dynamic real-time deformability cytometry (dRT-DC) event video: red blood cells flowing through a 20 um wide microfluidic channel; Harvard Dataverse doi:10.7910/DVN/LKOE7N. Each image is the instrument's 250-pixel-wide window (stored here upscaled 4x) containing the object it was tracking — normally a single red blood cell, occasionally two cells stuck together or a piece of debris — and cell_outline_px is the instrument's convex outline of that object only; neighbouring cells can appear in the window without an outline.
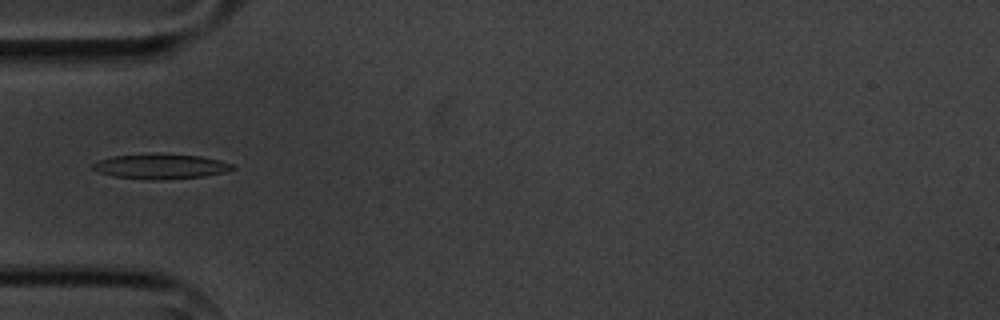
{"species": "common noctule bat (a hibernating species)", "species_latin": "Nyctalus noctula", "temperature_condition": "cold", "stored_images_in_passage": 13, "camera_frame_rate_fps": 3000, "um_per_image_px": 0.085, "animal": {"sex": "male", "body_mass_g": 20.1, "forearm_length_mm": 53.5}, "frame": {"image": 1, "passage_image": 4, "time_ms": 4.667, "image_size_px": [1000, 320], "cell_outline_px": [[236, 168], [224, 172], [204, 176], [164, 180], [152, 180], [112, 176], [100, 172], [92, 168], [88, 164], [112, 156], [156, 152], [200, 156], [220, 160], [232, 164]], "centroid_in_image_um": [13.63, 14.13], "position_along_channel_um": 71.4, "area_um2": 20.75}}
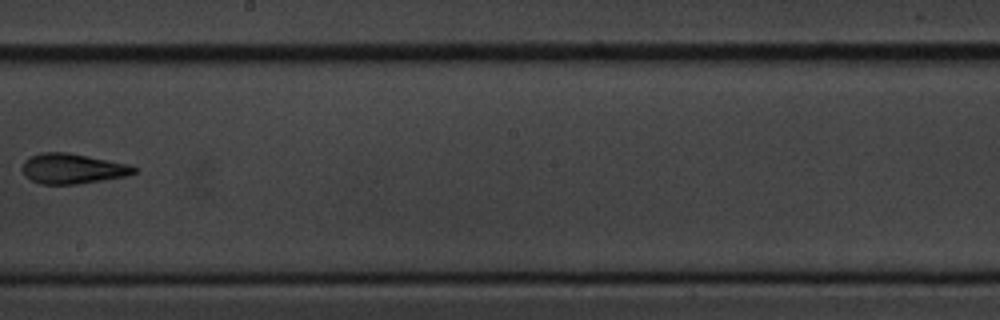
{"frame": {"image": 2, "passage_image": 8, "time_ms": 9.333, "image_size_px": [1000, 320], "cell_outline_px": [[136, 172], [128, 176], [76, 184], [40, 184], [24, 176], [24, 160], [40, 152], [68, 152], [128, 164], [136, 168]], "centroid_in_image_um": [6.17, 14.33], "position_along_channel_um": 242.0, "area_um2": 19.48}}
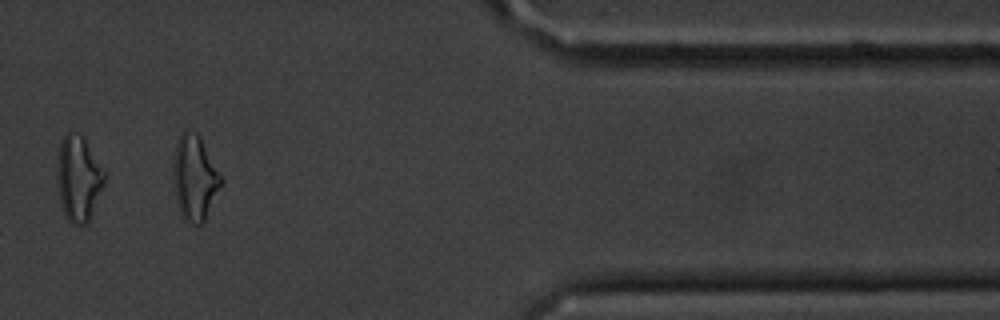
{"frame": {"image": 3, "passage_image": 12, "time_ms": 14.333, "image_size_px": [1000, 320], "cell_outline_px": [[104, 184], [92, 216], [80, 228], [72, 224], [64, 216], [60, 204], [56, 180], [56, 172], [60, 144], [64, 132], [72, 132], [84, 136], [104, 172]], "centroid_in_image_um": [6.64, 15.2], "position_along_channel_um": 404.8, "area_um2": 23.93}, "authors_computed_cell_mechanics": {"area_um2": 20.2878, "velocity_mm_per_s": 3.6274, "shape_relaxation_time_tau1_ms": 3.9502, "shape_relaxation_time_tau2_ms": 3.172, "deformation_change_tau1": 0.1475, "deformation_change_tau2": 0.1475}}